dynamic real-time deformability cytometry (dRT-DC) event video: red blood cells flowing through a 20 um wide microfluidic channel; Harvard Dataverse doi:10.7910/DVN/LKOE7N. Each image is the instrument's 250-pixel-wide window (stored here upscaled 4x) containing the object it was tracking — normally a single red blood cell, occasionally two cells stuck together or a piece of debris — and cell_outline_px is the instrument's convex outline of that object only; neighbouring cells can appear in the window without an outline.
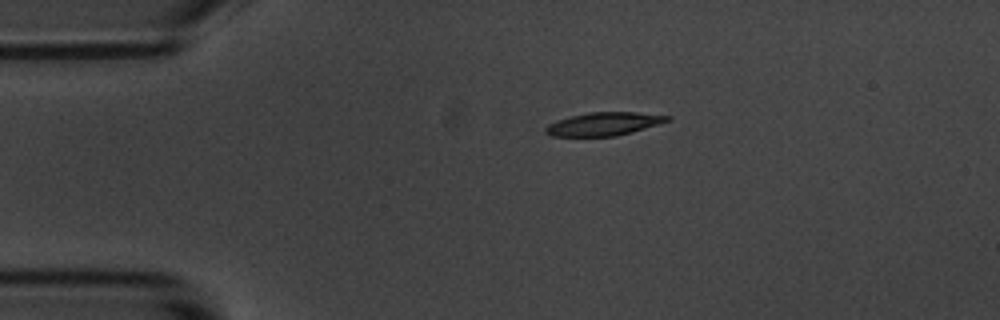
{"species": "common noctule bat (a hibernating species)", "species_latin": "Nyctalus noctula", "temperature_condition": "room temperature", "stored_images_in_passage": 11, "camera_frame_rate_fps": 3000, "um_per_image_px": 0.085, "animal": {"sex": "male", "body_mass_g": 20.1, "forearm_length_mm": 53.5}, "frame": {"image": 1, "passage_image": 4, "time_ms": 3.667, "image_size_px": [1000, 320], "cell_outline_px": [[672, 120], [632, 132], [616, 136], [552, 136], [544, 132], [544, 128], [548, 124], [556, 120], [588, 112], [636, 112], [672, 116]], "centroid_in_image_um": [51.33, 10.53], "position_along_channel_um": 33.7, "area_um2": 16.53}}
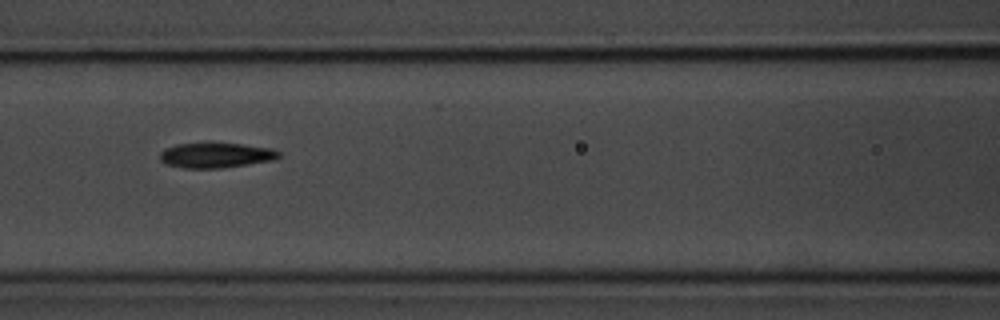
{"frame": {"image": 2, "passage_image": 7, "time_ms": 8.0, "image_size_px": [1000, 320], "cell_outline_px": [[280, 156], [272, 160], [248, 164], [220, 168], [184, 168], [164, 164], [160, 160], [160, 152], [164, 148], [176, 144], [240, 144], [272, 148], [280, 152]], "centroid_in_image_um": [18.31, 13.21], "position_along_channel_um": 148.3, "area_um2": 17.17}}
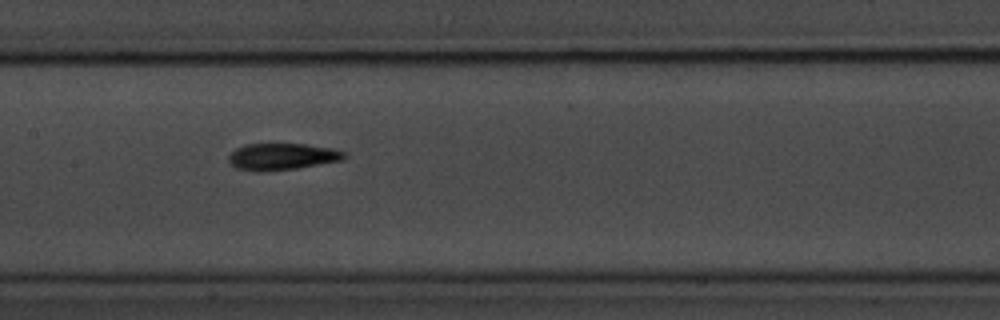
{"frame": {"image": 3, "passage_image": 8, "time_ms": 9.0, "image_size_px": [1000, 320], "cell_outline_px": [[348, 156], [344, 160], [296, 168], [260, 172], [256, 172], [236, 168], [228, 160], [228, 156], [236, 148], [244, 144], [304, 144], [332, 148], [344, 152]], "centroid_in_image_um": [23.97, 13.31], "position_along_channel_um": 183.4, "area_um2": 18.03}}